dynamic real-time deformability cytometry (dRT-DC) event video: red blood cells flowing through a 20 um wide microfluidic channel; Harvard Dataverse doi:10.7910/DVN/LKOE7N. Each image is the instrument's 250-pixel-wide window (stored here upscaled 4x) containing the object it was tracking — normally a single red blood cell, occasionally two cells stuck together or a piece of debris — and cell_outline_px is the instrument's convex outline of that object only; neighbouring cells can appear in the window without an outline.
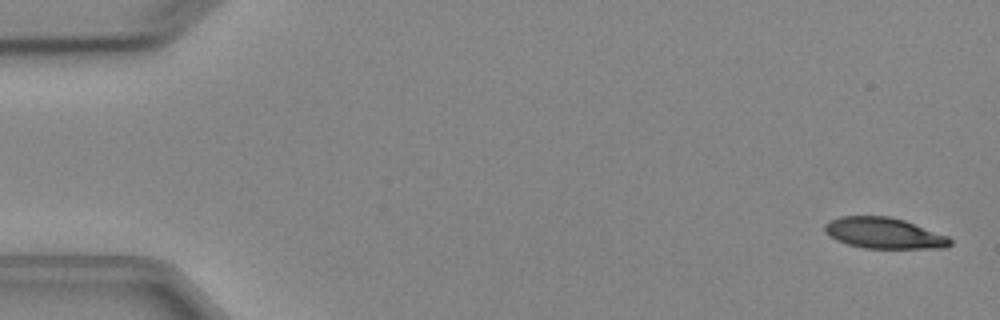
{"species": "Egyptian fruit bat (a non-hibernating species)", "species_latin": "Rousettus aegyptiacus", "temperature_condition": "cold", "stored_images_in_passage": 3, "camera_frame_rate_fps": 3000, "um_per_image_px": 0.085, "animal": {"sex": "female"}, "frame": {"image": 1, "passage_image": 1, "time_ms": 0.0, "image_size_px": [1000, 320], "cell_outline_px": [[952, 244], [944, 248], [864, 248], [848, 244], [836, 240], [824, 232], [824, 224], [828, 220], [840, 216], [888, 216], [904, 220], [948, 236], [952, 240]], "centroid_in_image_um": [75.11, 19.81], "position_along_channel_um": 9.9, "area_um2": 22.66}}